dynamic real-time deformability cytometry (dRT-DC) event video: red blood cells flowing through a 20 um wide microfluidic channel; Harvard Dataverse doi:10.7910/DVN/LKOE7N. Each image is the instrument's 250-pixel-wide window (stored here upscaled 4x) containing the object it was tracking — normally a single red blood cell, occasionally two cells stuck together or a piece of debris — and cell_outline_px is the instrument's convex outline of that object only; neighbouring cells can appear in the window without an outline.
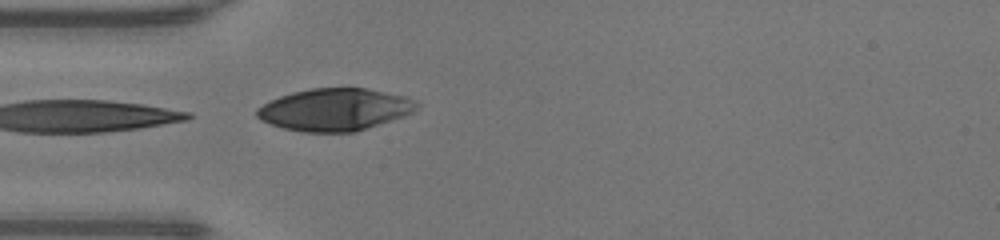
{"species": "human", "species_latin": "Homo sapiens", "temperature_condition": "warm", "stored_images_in_passage": 2, "camera_frame_rate_fps": 3000, "um_per_image_px": 0.085, "donor": {"sex": "male"}, "frame": {"image": 1, "passage_image": 2, "time_ms": 0.333, "image_size_px": [1000, 240], "cell_outline_px": [[420, 104], [412, 112], [404, 116], [356, 132], [304, 132], [284, 128], [260, 120], [256, 116], [256, 108], [280, 96], [292, 92], [312, 88], [364, 88], [404, 96]], "centroid_in_image_um": [28.44, 9.32], "position_along_channel_um": 56.6, "area_um2": 39.07}}